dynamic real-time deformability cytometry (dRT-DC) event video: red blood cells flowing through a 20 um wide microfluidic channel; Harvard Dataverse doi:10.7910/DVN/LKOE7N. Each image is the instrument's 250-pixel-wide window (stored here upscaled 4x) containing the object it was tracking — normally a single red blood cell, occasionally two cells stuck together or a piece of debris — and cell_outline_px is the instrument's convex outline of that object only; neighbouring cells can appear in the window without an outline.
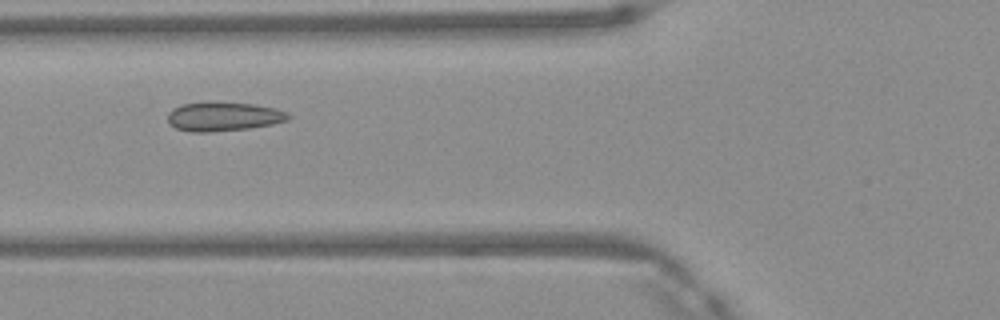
{"species": "Egyptian fruit bat (a non-hibernating species)", "species_latin": "Rousettus aegyptiacus", "temperature_condition": "warm", "stored_images_in_passage": 15, "camera_frame_rate_fps": 3000, "um_per_image_px": 0.085, "frame": {"image": 1, "passage_image": 12, "time_ms": 3.667, "image_size_px": [1000, 320], "cell_outline_px": [[292, 116], [288, 120], [272, 124], [248, 128], [208, 132], [188, 132], [176, 128], [168, 124], [168, 112], [172, 108], [180, 104], [208, 100], [256, 104], [276, 108]], "centroid_in_image_um": [18.94, 9.87], "position_along_channel_um": 106.9, "area_um2": 20.98}}